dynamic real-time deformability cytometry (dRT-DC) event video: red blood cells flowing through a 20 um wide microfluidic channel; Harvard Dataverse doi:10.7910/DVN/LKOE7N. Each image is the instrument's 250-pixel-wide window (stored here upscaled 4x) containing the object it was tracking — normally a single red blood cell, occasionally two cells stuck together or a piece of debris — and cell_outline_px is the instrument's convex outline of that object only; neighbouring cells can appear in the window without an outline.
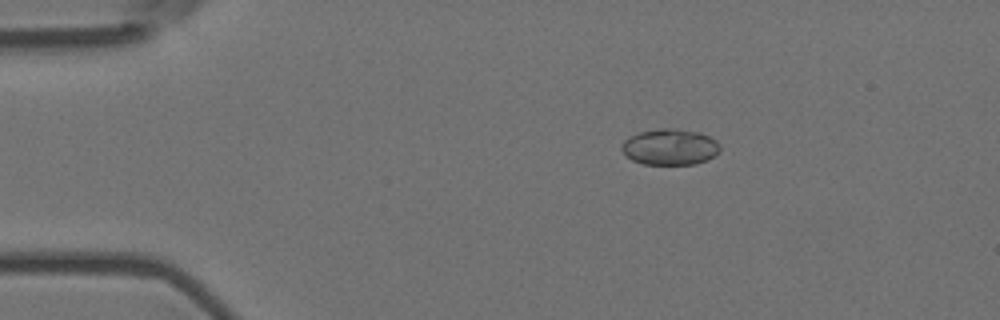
{"species": "Egyptian fruit bat (a non-hibernating species)", "species_latin": "Rousettus aegyptiacus", "temperature_condition": "room temperature", "stored_images_in_passage": 3, "camera_frame_rate_fps": 3000, "um_per_image_px": 0.085, "animal": {"sex": "female"}, "frame": {"image": 1, "passage_image": 1, "time_ms": 0.0, "image_size_px": [1000, 320], "cell_outline_px": [[720, 152], [708, 160], [696, 164], [644, 164], [632, 160], [620, 148], [624, 140], [640, 132], [660, 128], [676, 128], [700, 132], [716, 140], [720, 144]], "centroid_in_image_um": [56.99, 12.49], "position_along_channel_um": 28.0, "area_um2": 20.75}}
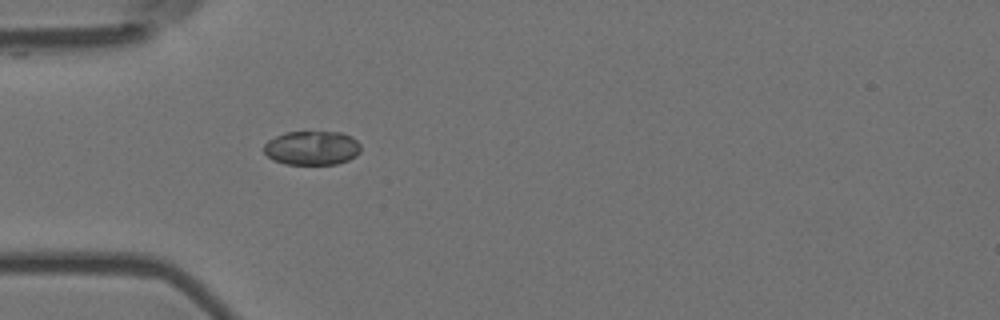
{"frame": {"image": 2, "passage_image": 3, "time_ms": 0.667, "image_size_px": [1000, 320], "cell_outline_px": [[360, 152], [356, 156], [348, 160], [336, 164], [284, 164], [272, 160], [264, 152], [264, 144], [268, 140], [284, 132], [340, 132], [356, 140], [360, 144]], "centroid_in_image_um": [26.49, 12.58], "position_along_channel_um": 58.5, "area_um2": 19.25}}